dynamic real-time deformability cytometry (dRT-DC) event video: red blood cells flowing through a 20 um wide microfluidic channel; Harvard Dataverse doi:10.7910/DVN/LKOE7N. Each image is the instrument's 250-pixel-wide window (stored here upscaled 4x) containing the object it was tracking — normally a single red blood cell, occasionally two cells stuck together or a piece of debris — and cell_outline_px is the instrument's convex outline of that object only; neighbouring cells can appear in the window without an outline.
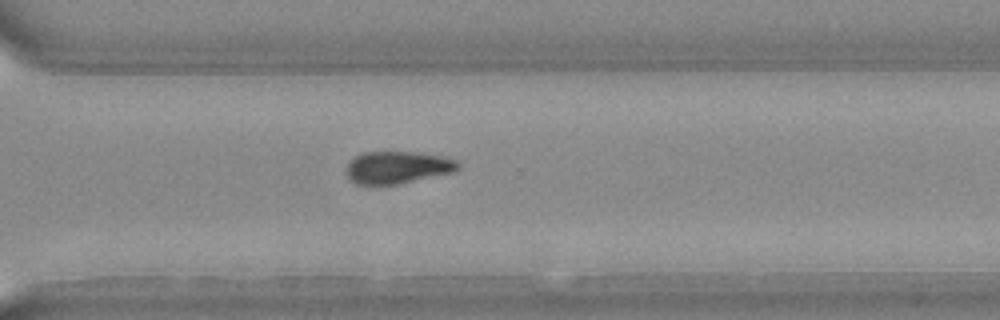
{"species": "Egyptian fruit bat (a non-hibernating species)", "species_latin": "Rousettus aegyptiacus", "temperature_condition": "warm", "stored_images_in_passage": 20, "camera_frame_rate_fps": 3000, "um_per_image_px": 0.085, "animal": {"sex": "female"}, "frame": {"image": 1, "passage_image": 15, "time_ms": 4.667, "image_size_px": [1000, 320], "cell_outline_px": [[460, 168], [456, 172], [396, 184], [356, 184], [348, 180], [348, 164], [356, 156], [364, 152], [412, 152], [444, 156], [456, 160], [460, 164]], "centroid_in_image_um": [33.84, 14.23], "position_along_channel_um": 336.8, "area_um2": 20.92}}
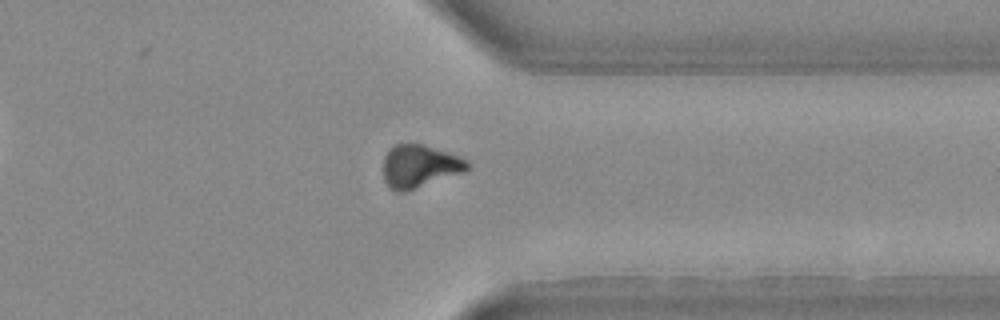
{"frame": {"image": 2, "passage_image": 17, "time_ms": 5.333, "image_size_px": [1000, 320], "cell_outline_px": [[468, 168], [464, 172], [404, 192], [396, 192], [388, 188], [384, 180], [384, 156], [396, 144], [420, 144], [456, 156], [464, 160], [468, 164]], "centroid_in_image_um": [35.6, 14.17], "position_along_channel_um": 375.8, "area_um2": 20.4}}